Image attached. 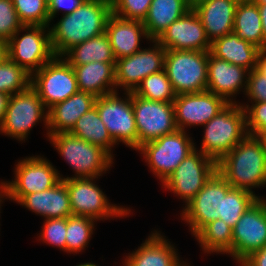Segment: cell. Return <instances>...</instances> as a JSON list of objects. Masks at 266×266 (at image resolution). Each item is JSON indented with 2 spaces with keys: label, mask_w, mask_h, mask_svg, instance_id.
Masks as SVG:
<instances>
[{
  "label": "cell",
  "mask_w": 266,
  "mask_h": 266,
  "mask_svg": "<svg viewBox=\"0 0 266 266\" xmlns=\"http://www.w3.org/2000/svg\"><path fill=\"white\" fill-rule=\"evenodd\" d=\"M113 13L111 0H85L71 14L49 26L53 52L62 57L74 46L105 33Z\"/></svg>",
  "instance_id": "cell-1"
},
{
  "label": "cell",
  "mask_w": 266,
  "mask_h": 266,
  "mask_svg": "<svg viewBox=\"0 0 266 266\" xmlns=\"http://www.w3.org/2000/svg\"><path fill=\"white\" fill-rule=\"evenodd\" d=\"M217 171L232 187L263 199L252 190L266 185V155L260 138L247 134L217 162Z\"/></svg>",
  "instance_id": "cell-2"
},
{
  "label": "cell",
  "mask_w": 266,
  "mask_h": 266,
  "mask_svg": "<svg viewBox=\"0 0 266 266\" xmlns=\"http://www.w3.org/2000/svg\"><path fill=\"white\" fill-rule=\"evenodd\" d=\"M200 151L218 162L247 134L245 109L239 103H229L203 125Z\"/></svg>",
  "instance_id": "cell-3"
},
{
  "label": "cell",
  "mask_w": 266,
  "mask_h": 266,
  "mask_svg": "<svg viewBox=\"0 0 266 266\" xmlns=\"http://www.w3.org/2000/svg\"><path fill=\"white\" fill-rule=\"evenodd\" d=\"M48 138L75 171L74 178H99L114 163V159L105 150L70 133H55L48 135Z\"/></svg>",
  "instance_id": "cell-4"
},
{
  "label": "cell",
  "mask_w": 266,
  "mask_h": 266,
  "mask_svg": "<svg viewBox=\"0 0 266 266\" xmlns=\"http://www.w3.org/2000/svg\"><path fill=\"white\" fill-rule=\"evenodd\" d=\"M69 193L72 215L98 220L123 218L131 214L128 207L109 202L108 197L96 184L94 178L61 177Z\"/></svg>",
  "instance_id": "cell-5"
},
{
  "label": "cell",
  "mask_w": 266,
  "mask_h": 266,
  "mask_svg": "<svg viewBox=\"0 0 266 266\" xmlns=\"http://www.w3.org/2000/svg\"><path fill=\"white\" fill-rule=\"evenodd\" d=\"M208 51L166 50L164 70L177 95L207 90Z\"/></svg>",
  "instance_id": "cell-6"
},
{
  "label": "cell",
  "mask_w": 266,
  "mask_h": 266,
  "mask_svg": "<svg viewBox=\"0 0 266 266\" xmlns=\"http://www.w3.org/2000/svg\"><path fill=\"white\" fill-rule=\"evenodd\" d=\"M187 131L174 133L142 144L136 151L143 154L150 171L163 183L178 165L195 149L193 138Z\"/></svg>",
  "instance_id": "cell-7"
},
{
  "label": "cell",
  "mask_w": 266,
  "mask_h": 266,
  "mask_svg": "<svg viewBox=\"0 0 266 266\" xmlns=\"http://www.w3.org/2000/svg\"><path fill=\"white\" fill-rule=\"evenodd\" d=\"M21 32L24 34L20 35ZM7 44L8 58L30 75L55 57L49 26L23 25Z\"/></svg>",
  "instance_id": "cell-8"
},
{
  "label": "cell",
  "mask_w": 266,
  "mask_h": 266,
  "mask_svg": "<svg viewBox=\"0 0 266 266\" xmlns=\"http://www.w3.org/2000/svg\"><path fill=\"white\" fill-rule=\"evenodd\" d=\"M39 121H43L48 129V110L37 92L29 86L26 90L10 96L0 133L22 142L27 140L30 130Z\"/></svg>",
  "instance_id": "cell-9"
},
{
  "label": "cell",
  "mask_w": 266,
  "mask_h": 266,
  "mask_svg": "<svg viewBox=\"0 0 266 266\" xmlns=\"http://www.w3.org/2000/svg\"><path fill=\"white\" fill-rule=\"evenodd\" d=\"M125 97H119L118 92L96 98L95 106L100 119L106 126L114 142L136 150L138 136L135 115L132 104V92H124Z\"/></svg>",
  "instance_id": "cell-10"
},
{
  "label": "cell",
  "mask_w": 266,
  "mask_h": 266,
  "mask_svg": "<svg viewBox=\"0 0 266 266\" xmlns=\"http://www.w3.org/2000/svg\"><path fill=\"white\" fill-rule=\"evenodd\" d=\"M30 86L47 110L79 91L73 67L56 56L31 75Z\"/></svg>",
  "instance_id": "cell-11"
},
{
  "label": "cell",
  "mask_w": 266,
  "mask_h": 266,
  "mask_svg": "<svg viewBox=\"0 0 266 266\" xmlns=\"http://www.w3.org/2000/svg\"><path fill=\"white\" fill-rule=\"evenodd\" d=\"M14 169V180L4 181V185L8 199L16 203L27 194L54 187L63 177L55 166L42 156H30L18 160Z\"/></svg>",
  "instance_id": "cell-12"
},
{
  "label": "cell",
  "mask_w": 266,
  "mask_h": 266,
  "mask_svg": "<svg viewBox=\"0 0 266 266\" xmlns=\"http://www.w3.org/2000/svg\"><path fill=\"white\" fill-rule=\"evenodd\" d=\"M196 148L178 165L162 183V188L181 198L185 206L204 187L217 171V162ZM164 186V187H163Z\"/></svg>",
  "instance_id": "cell-13"
},
{
  "label": "cell",
  "mask_w": 266,
  "mask_h": 266,
  "mask_svg": "<svg viewBox=\"0 0 266 266\" xmlns=\"http://www.w3.org/2000/svg\"><path fill=\"white\" fill-rule=\"evenodd\" d=\"M232 186L216 171L204 187L181 211V219L194 236L203 226L222 216V195Z\"/></svg>",
  "instance_id": "cell-14"
},
{
  "label": "cell",
  "mask_w": 266,
  "mask_h": 266,
  "mask_svg": "<svg viewBox=\"0 0 266 266\" xmlns=\"http://www.w3.org/2000/svg\"><path fill=\"white\" fill-rule=\"evenodd\" d=\"M152 47L141 49L131 56L116 60L115 83L124 92H133L141 81L164 69L166 49L156 40H151Z\"/></svg>",
  "instance_id": "cell-15"
},
{
  "label": "cell",
  "mask_w": 266,
  "mask_h": 266,
  "mask_svg": "<svg viewBox=\"0 0 266 266\" xmlns=\"http://www.w3.org/2000/svg\"><path fill=\"white\" fill-rule=\"evenodd\" d=\"M132 104L138 147L177 130L173 102L147 100L132 93Z\"/></svg>",
  "instance_id": "cell-16"
},
{
  "label": "cell",
  "mask_w": 266,
  "mask_h": 266,
  "mask_svg": "<svg viewBox=\"0 0 266 266\" xmlns=\"http://www.w3.org/2000/svg\"><path fill=\"white\" fill-rule=\"evenodd\" d=\"M232 232V258L236 263L266 247V199L255 201L237 221Z\"/></svg>",
  "instance_id": "cell-17"
},
{
  "label": "cell",
  "mask_w": 266,
  "mask_h": 266,
  "mask_svg": "<svg viewBox=\"0 0 266 266\" xmlns=\"http://www.w3.org/2000/svg\"><path fill=\"white\" fill-rule=\"evenodd\" d=\"M229 103L209 91L177 95L173 101L175 124L178 130L203 126Z\"/></svg>",
  "instance_id": "cell-18"
},
{
  "label": "cell",
  "mask_w": 266,
  "mask_h": 266,
  "mask_svg": "<svg viewBox=\"0 0 266 266\" xmlns=\"http://www.w3.org/2000/svg\"><path fill=\"white\" fill-rule=\"evenodd\" d=\"M166 50L210 51L209 41L198 14L190 9L174 21L156 40Z\"/></svg>",
  "instance_id": "cell-19"
},
{
  "label": "cell",
  "mask_w": 266,
  "mask_h": 266,
  "mask_svg": "<svg viewBox=\"0 0 266 266\" xmlns=\"http://www.w3.org/2000/svg\"><path fill=\"white\" fill-rule=\"evenodd\" d=\"M249 72L244 67L216 58L208 51L207 91L228 103H238L233 97L240 94L242 89L246 93Z\"/></svg>",
  "instance_id": "cell-20"
},
{
  "label": "cell",
  "mask_w": 266,
  "mask_h": 266,
  "mask_svg": "<svg viewBox=\"0 0 266 266\" xmlns=\"http://www.w3.org/2000/svg\"><path fill=\"white\" fill-rule=\"evenodd\" d=\"M165 237L154 230L137 250L125 256L122 266H185L178 249Z\"/></svg>",
  "instance_id": "cell-21"
},
{
  "label": "cell",
  "mask_w": 266,
  "mask_h": 266,
  "mask_svg": "<svg viewBox=\"0 0 266 266\" xmlns=\"http://www.w3.org/2000/svg\"><path fill=\"white\" fill-rule=\"evenodd\" d=\"M115 59L131 56L141 50V38H150L143 21L121 18L114 13L107 21L106 31Z\"/></svg>",
  "instance_id": "cell-22"
},
{
  "label": "cell",
  "mask_w": 266,
  "mask_h": 266,
  "mask_svg": "<svg viewBox=\"0 0 266 266\" xmlns=\"http://www.w3.org/2000/svg\"><path fill=\"white\" fill-rule=\"evenodd\" d=\"M17 203L45 219L68 218L72 215L65 179L50 189L27 194Z\"/></svg>",
  "instance_id": "cell-23"
},
{
  "label": "cell",
  "mask_w": 266,
  "mask_h": 266,
  "mask_svg": "<svg viewBox=\"0 0 266 266\" xmlns=\"http://www.w3.org/2000/svg\"><path fill=\"white\" fill-rule=\"evenodd\" d=\"M94 95L78 91L65 101L55 104L48 110V135L69 133L77 120L95 106Z\"/></svg>",
  "instance_id": "cell-24"
},
{
  "label": "cell",
  "mask_w": 266,
  "mask_h": 266,
  "mask_svg": "<svg viewBox=\"0 0 266 266\" xmlns=\"http://www.w3.org/2000/svg\"><path fill=\"white\" fill-rule=\"evenodd\" d=\"M237 4L236 0H207L193 8L211 43L233 32Z\"/></svg>",
  "instance_id": "cell-25"
},
{
  "label": "cell",
  "mask_w": 266,
  "mask_h": 266,
  "mask_svg": "<svg viewBox=\"0 0 266 266\" xmlns=\"http://www.w3.org/2000/svg\"><path fill=\"white\" fill-rule=\"evenodd\" d=\"M115 64L94 61L85 65H71L79 91L97 98L116 92Z\"/></svg>",
  "instance_id": "cell-26"
},
{
  "label": "cell",
  "mask_w": 266,
  "mask_h": 266,
  "mask_svg": "<svg viewBox=\"0 0 266 266\" xmlns=\"http://www.w3.org/2000/svg\"><path fill=\"white\" fill-rule=\"evenodd\" d=\"M260 49L231 32L211 43L210 53L221 60L249 71L256 68Z\"/></svg>",
  "instance_id": "cell-27"
},
{
  "label": "cell",
  "mask_w": 266,
  "mask_h": 266,
  "mask_svg": "<svg viewBox=\"0 0 266 266\" xmlns=\"http://www.w3.org/2000/svg\"><path fill=\"white\" fill-rule=\"evenodd\" d=\"M190 9L187 0H152L143 21L150 40H157L168 26Z\"/></svg>",
  "instance_id": "cell-28"
},
{
  "label": "cell",
  "mask_w": 266,
  "mask_h": 266,
  "mask_svg": "<svg viewBox=\"0 0 266 266\" xmlns=\"http://www.w3.org/2000/svg\"><path fill=\"white\" fill-rule=\"evenodd\" d=\"M70 65H85L94 61L116 63L106 33L92 37L74 46L62 56Z\"/></svg>",
  "instance_id": "cell-29"
},
{
  "label": "cell",
  "mask_w": 266,
  "mask_h": 266,
  "mask_svg": "<svg viewBox=\"0 0 266 266\" xmlns=\"http://www.w3.org/2000/svg\"><path fill=\"white\" fill-rule=\"evenodd\" d=\"M69 133L92 145L99 146L114 158L112 147L117 144L111 138L106 126L100 119L96 106L84 113Z\"/></svg>",
  "instance_id": "cell-30"
},
{
  "label": "cell",
  "mask_w": 266,
  "mask_h": 266,
  "mask_svg": "<svg viewBox=\"0 0 266 266\" xmlns=\"http://www.w3.org/2000/svg\"><path fill=\"white\" fill-rule=\"evenodd\" d=\"M233 32L260 50L264 49L260 12L254 1L238 2L235 10Z\"/></svg>",
  "instance_id": "cell-31"
},
{
  "label": "cell",
  "mask_w": 266,
  "mask_h": 266,
  "mask_svg": "<svg viewBox=\"0 0 266 266\" xmlns=\"http://www.w3.org/2000/svg\"><path fill=\"white\" fill-rule=\"evenodd\" d=\"M202 251L207 254H228L232 257V228L217 219L203 226L195 235Z\"/></svg>",
  "instance_id": "cell-32"
},
{
  "label": "cell",
  "mask_w": 266,
  "mask_h": 266,
  "mask_svg": "<svg viewBox=\"0 0 266 266\" xmlns=\"http://www.w3.org/2000/svg\"><path fill=\"white\" fill-rule=\"evenodd\" d=\"M95 219L71 215L67 218L66 252L80 253L86 250L94 232Z\"/></svg>",
  "instance_id": "cell-33"
},
{
  "label": "cell",
  "mask_w": 266,
  "mask_h": 266,
  "mask_svg": "<svg viewBox=\"0 0 266 266\" xmlns=\"http://www.w3.org/2000/svg\"><path fill=\"white\" fill-rule=\"evenodd\" d=\"M132 93L158 102H173L177 96L164 69L144 78Z\"/></svg>",
  "instance_id": "cell-34"
},
{
  "label": "cell",
  "mask_w": 266,
  "mask_h": 266,
  "mask_svg": "<svg viewBox=\"0 0 266 266\" xmlns=\"http://www.w3.org/2000/svg\"><path fill=\"white\" fill-rule=\"evenodd\" d=\"M257 200L253 193L231 187L226 195H222V216H219V219L233 229L246 210Z\"/></svg>",
  "instance_id": "cell-35"
},
{
  "label": "cell",
  "mask_w": 266,
  "mask_h": 266,
  "mask_svg": "<svg viewBox=\"0 0 266 266\" xmlns=\"http://www.w3.org/2000/svg\"><path fill=\"white\" fill-rule=\"evenodd\" d=\"M31 75L7 58L0 64V92L13 95L30 86Z\"/></svg>",
  "instance_id": "cell-36"
},
{
  "label": "cell",
  "mask_w": 266,
  "mask_h": 266,
  "mask_svg": "<svg viewBox=\"0 0 266 266\" xmlns=\"http://www.w3.org/2000/svg\"><path fill=\"white\" fill-rule=\"evenodd\" d=\"M12 3L23 25H51L45 0H12Z\"/></svg>",
  "instance_id": "cell-37"
},
{
  "label": "cell",
  "mask_w": 266,
  "mask_h": 266,
  "mask_svg": "<svg viewBox=\"0 0 266 266\" xmlns=\"http://www.w3.org/2000/svg\"><path fill=\"white\" fill-rule=\"evenodd\" d=\"M66 229L67 218L44 219L38 238L41 242L66 252Z\"/></svg>",
  "instance_id": "cell-38"
},
{
  "label": "cell",
  "mask_w": 266,
  "mask_h": 266,
  "mask_svg": "<svg viewBox=\"0 0 266 266\" xmlns=\"http://www.w3.org/2000/svg\"><path fill=\"white\" fill-rule=\"evenodd\" d=\"M115 15L130 20L144 21L152 0H111Z\"/></svg>",
  "instance_id": "cell-39"
},
{
  "label": "cell",
  "mask_w": 266,
  "mask_h": 266,
  "mask_svg": "<svg viewBox=\"0 0 266 266\" xmlns=\"http://www.w3.org/2000/svg\"><path fill=\"white\" fill-rule=\"evenodd\" d=\"M240 105L245 109L246 128L250 135L260 136L266 134V102H257Z\"/></svg>",
  "instance_id": "cell-40"
},
{
  "label": "cell",
  "mask_w": 266,
  "mask_h": 266,
  "mask_svg": "<svg viewBox=\"0 0 266 266\" xmlns=\"http://www.w3.org/2000/svg\"><path fill=\"white\" fill-rule=\"evenodd\" d=\"M22 26L12 0H0V39L8 41Z\"/></svg>",
  "instance_id": "cell-41"
},
{
  "label": "cell",
  "mask_w": 266,
  "mask_h": 266,
  "mask_svg": "<svg viewBox=\"0 0 266 266\" xmlns=\"http://www.w3.org/2000/svg\"><path fill=\"white\" fill-rule=\"evenodd\" d=\"M245 95L250 103L266 102V76L256 68L249 72Z\"/></svg>",
  "instance_id": "cell-42"
},
{
  "label": "cell",
  "mask_w": 266,
  "mask_h": 266,
  "mask_svg": "<svg viewBox=\"0 0 266 266\" xmlns=\"http://www.w3.org/2000/svg\"><path fill=\"white\" fill-rule=\"evenodd\" d=\"M85 0H52L48 4L50 22L58 15L59 11H64L62 15L73 13Z\"/></svg>",
  "instance_id": "cell-43"
},
{
  "label": "cell",
  "mask_w": 266,
  "mask_h": 266,
  "mask_svg": "<svg viewBox=\"0 0 266 266\" xmlns=\"http://www.w3.org/2000/svg\"><path fill=\"white\" fill-rule=\"evenodd\" d=\"M239 266H266V247L252 252Z\"/></svg>",
  "instance_id": "cell-44"
},
{
  "label": "cell",
  "mask_w": 266,
  "mask_h": 266,
  "mask_svg": "<svg viewBox=\"0 0 266 266\" xmlns=\"http://www.w3.org/2000/svg\"><path fill=\"white\" fill-rule=\"evenodd\" d=\"M10 96L9 94L0 92V126L4 120Z\"/></svg>",
  "instance_id": "cell-45"
},
{
  "label": "cell",
  "mask_w": 266,
  "mask_h": 266,
  "mask_svg": "<svg viewBox=\"0 0 266 266\" xmlns=\"http://www.w3.org/2000/svg\"><path fill=\"white\" fill-rule=\"evenodd\" d=\"M256 69L266 76V49L259 51Z\"/></svg>",
  "instance_id": "cell-46"
},
{
  "label": "cell",
  "mask_w": 266,
  "mask_h": 266,
  "mask_svg": "<svg viewBox=\"0 0 266 266\" xmlns=\"http://www.w3.org/2000/svg\"><path fill=\"white\" fill-rule=\"evenodd\" d=\"M261 17V25L264 37V49H266V4H257Z\"/></svg>",
  "instance_id": "cell-47"
},
{
  "label": "cell",
  "mask_w": 266,
  "mask_h": 266,
  "mask_svg": "<svg viewBox=\"0 0 266 266\" xmlns=\"http://www.w3.org/2000/svg\"><path fill=\"white\" fill-rule=\"evenodd\" d=\"M8 58V44L7 41L0 39V64Z\"/></svg>",
  "instance_id": "cell-48"
},
{
  "label": "cell",
  "mask_w": 266,
  "mask_h": 266,
  "mask_svg": "<svg viewBox=\"0 0 266 266\" xmlns=\"http://www.w3.org/2000/svg\"><path fill=\"white\" fill-rule=\"evenodd\" d=\"M5 199L8 200L7 190H6V186L4 185V181H1L0 182V209H1V204L4 202Z\"/></svg>",
  "instance_id": "cell-49"
},
{
  "label": "cell",
  "mask_w": 266,
  "mask_h": 266,
  "mask_svg": "<svg viewBox=\"0 0 266 266\" xmlns=\"http://www.w3.org/2000/svg\"><path fill=\"white\" fill-rule=\"evenodd\" d=\"M204 1H207V0H187V3L189 5V7L191 9H193L194 7H196L198 4L204 2Z\"/></svg>",
  "instance_id": "cell-50"
},
{
  "label": "cell",
  "mask_w": 266,
  "mask_h": 266,
  "mask_svg": "<svg viewBox=\"0 0 266 266\" xmlns=\"http://www.w3.org/2000/svg\"><path fill=\"white\" fill-rule=\"evenodd\" d=\"M258 137L260 138V140H261L262 143H263L264 150H265V155H266V134L260 135V136H258Z\"/></svg>",
  "instance_id": "cell-51"
},
{
  "label": "cell",
  "mask_w": 266,
  "mask_h": 266,
  "mask_svg": "<svg viewBox=\"0 0 266 266\" xmlns=\"http://www.w3.org/2000/svg\"><path fill=\"white\" fill-rule=\"evenodd\" d=\"M76 266H98L97 264H95V263H92V261L91 262H85V263H81V264H79V265H76Z\"/></svg>",
  "instance_id": "cell-52"
},
{
  "label": "cell",
  "mask_w": 266,
  "mask_h": 266,
  "mask_svg": "<svg viewBox=\"0 0 266 266\" xmlns=\"http://www.w3.org/2000/svg\"><path fill=\"white\" fill-rule=\"evenodd\" d=\"M256 4H266V0H254Z\"/></svg>",
  "instance_id": "cell-53"
},
{
  "label": "cell",
  "mask_w": 266,
  "mask_h": 266,
  "mask_svg": "<svg viewBox=\"0 0 266 266\" xmlns=\"http://www.w3.org/2000/svg\"><path fill=\"white\" fill-rule=\"evenodd\" d=\"M237 2H249V1H254V0H236Z\"/></svg>",
  "instance_id": "cell-54"
},
{
  "label": "cell",
  "mask_w": 266,
  "mask_h": 266,
  "mask_svg": "<svg viewBox=\"0 0 266 266\" xmlns=\"http://www.w3.org/2000/svg\"><path fill=\"white\" fill-rule=\"evenodd\" d=\"M51 1H52V0H45V2H46L47 4H49Z\"/></svg>",
  "instance_id": "cell-55"
}]
</instances>
